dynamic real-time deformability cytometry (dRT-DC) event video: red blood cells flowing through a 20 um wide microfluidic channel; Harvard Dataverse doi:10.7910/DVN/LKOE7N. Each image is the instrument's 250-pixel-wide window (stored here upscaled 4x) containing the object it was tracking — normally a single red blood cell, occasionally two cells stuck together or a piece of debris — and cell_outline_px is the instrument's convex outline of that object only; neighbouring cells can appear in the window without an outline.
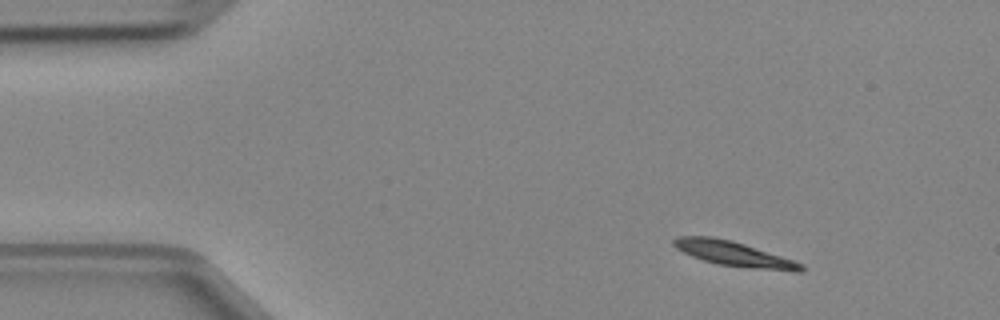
{"species": "Egyptian fruit bat (a non-hibernating species)", "species_latin": "Rousettus aegyptiacus", "temperature_condition": "cold", "stored_images_in_passage": 3, "camera_frame_rate_fps": 3000, "um_per_image_px": 0.085, "animal": {"sex": "female"}, "frame": {"image": 1, "passage_image": 1, "time_ms": 0.0, "image_size_px": [1000, 320], "cell_outline_px": [[804, 268], [800, 272], [792, 272], [752, 268], [716, 264], [692, 256], [676, 248], [672, 244], [672, 240], [676, 236], [712, 236], [732, 240], [804, 264]], "centroid_in_image_um": [62.36, 21.57], "position_along_channel_um": 22.6, "area_um2": 18.32}}
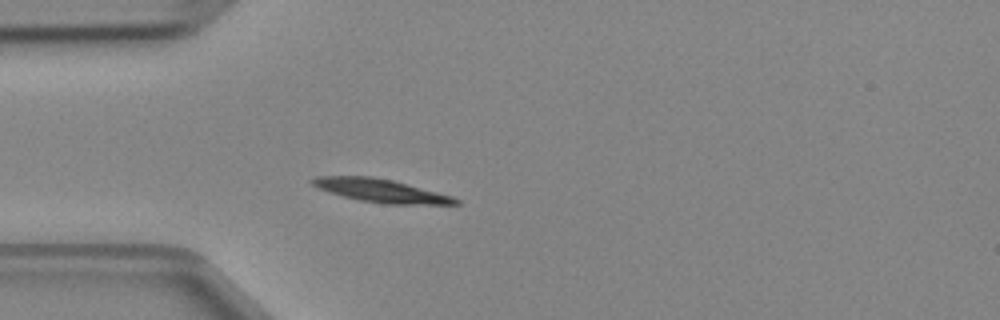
{"frame": {"image": 2, "passage_image": 3, "time_ms": 0.667, "image_size_px": [1000, 320], "cell_outline_px": [[460, 204], [384, 204], [360, 200], [328, 192], [316, 188], [308, 180], [316, 176], [372, 176], [392, 180], [452, 196], [460, 200]], "centroid_in_image_um": [32.32, 16.2], "position_along_channel_um": 52.7, "area_um2": 19.31}}